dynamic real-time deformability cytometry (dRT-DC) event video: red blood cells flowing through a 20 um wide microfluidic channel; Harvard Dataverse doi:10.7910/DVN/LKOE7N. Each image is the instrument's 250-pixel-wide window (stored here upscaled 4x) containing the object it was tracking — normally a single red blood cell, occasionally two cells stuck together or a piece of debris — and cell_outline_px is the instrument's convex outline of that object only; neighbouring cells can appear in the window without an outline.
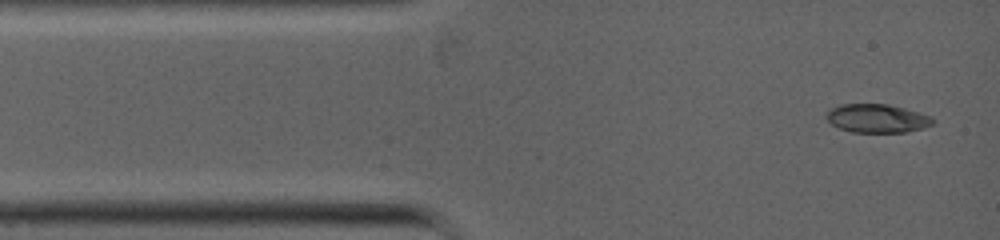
{"species": "common noctule bat (a hibernating species)", "species_latin": "Nyctalus noctula", "temperature_condition": "warm", "stored_images_in_passage": 4, "camera_frame_rate_fps": 5000, "um_per_image_px": 0.085, "animal": {"sex": "female", "body_mass_g": 19.0, "forearm_length_mm": 53.3}, "frame": {"image": 1, "passage_image": 1, "time_ms": 0.0, "image_size_px": [1000, 240], "cell_outline_px": [[936, 120], [932, 124], [924, 128], [908, 132], [852, 132], [840, 128], [832, 124], [824, 116], [824, 112], [840, 104], [888, 104], [904, 108], [932, 116]], "centroid_in_image_um": [74.56, 10.06], "position_along_channel_um": 10.4, "area_um2": 17.86}}
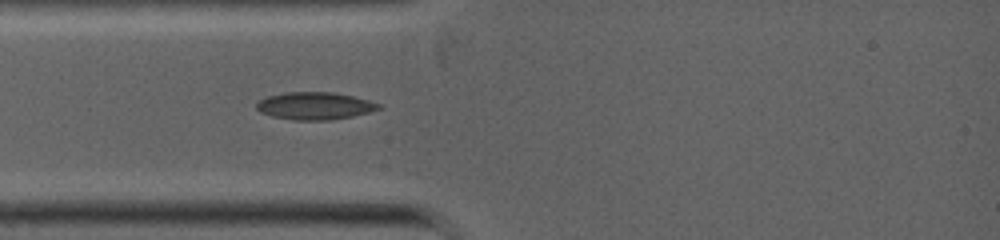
{"frame": {"image": 2, "passage_image": 4, "time_ms": 2.0, "image_size_px": [1000, 240], "cell_outline_px": [[384, 108], [352, 116], [332, 120], [292, 120], [272, 116], [260, 112], [256, 108], [256, 104], [260, 100], [268, 96], [284, 92], [332, 92], [352, 96], [368, 100], [380, 104]], "centroid_in_image_um": [26.75, 9.0], "position_along_channel_um": 58.2, "area_um2": 19.54}}